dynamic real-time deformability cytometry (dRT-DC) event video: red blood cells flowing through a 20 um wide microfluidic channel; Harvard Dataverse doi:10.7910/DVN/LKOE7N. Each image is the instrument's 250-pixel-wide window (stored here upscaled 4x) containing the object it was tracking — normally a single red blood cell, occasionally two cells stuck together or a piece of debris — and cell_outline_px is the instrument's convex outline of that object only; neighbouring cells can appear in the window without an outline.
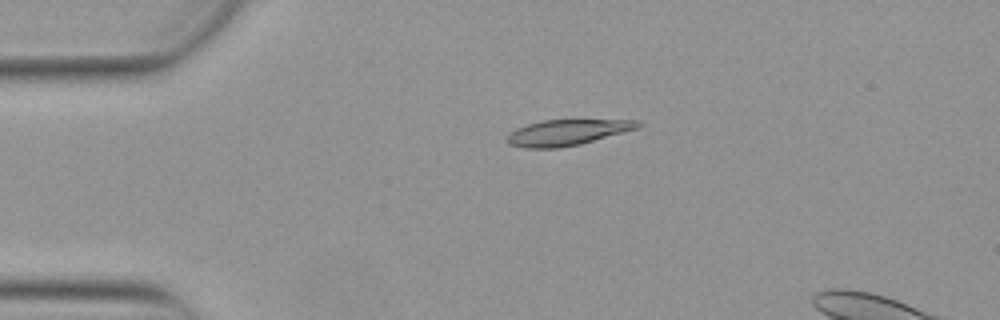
{"species": "Egyptian fruit bat (a non-hibernating species)", "species_latin": "Rousettus aegyptiacus", "temperature_condition": "warm", "stored_images_in_passage": 17, "camera_frame_rate_fps": 3000, "um_per_image_px": 0.085, "animal": {"sex": "female"}, "frame": {"image": 1, "passage_image": 12, "time_ms": 3.667, "image_size_px": [1000, 320], "cell_outline_px": [[644, 124], [640, 128], [580, 144], [560, 148], [524, 148], [508, 144], [504, 140], [516, 128], [540, 120], [640, 120]], "centroid_in_image_um": [48.23, 11.26], "position_along_channel_um": 36.8, "area_um2": 19.83}}